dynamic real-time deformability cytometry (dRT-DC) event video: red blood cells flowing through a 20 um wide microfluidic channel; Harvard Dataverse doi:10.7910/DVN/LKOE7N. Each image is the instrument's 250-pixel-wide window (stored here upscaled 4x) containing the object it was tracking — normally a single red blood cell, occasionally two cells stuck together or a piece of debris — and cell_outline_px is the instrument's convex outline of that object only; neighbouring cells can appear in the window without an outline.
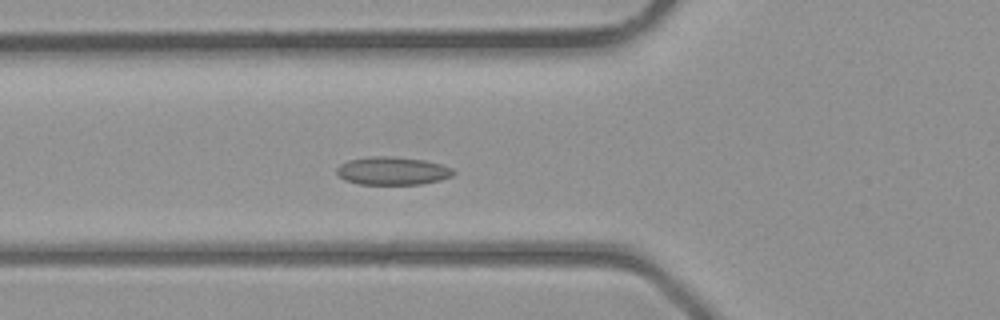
{"species": "common noctule bat (a hibernating species)", "species_latin": "Nyctalus noctula", "temperature_condition": "room temperature", "stored_images_in_passage": 41, "camera_frame_rate_fps": 3000, "um_per_image_px": 0.085, "animal": {"sex": "male", "body_mass_g": 23.1, "forearm_length_mm": 52.7}, "frame": {"image": 1, "passage_image": 14, "time_ms": 4.333, "image_size_px": [1000, 320], "cell_outline_px": [[456, 172], [452, 176], [440, 180], [420, 184], [360, 184], [344, 180], [336, 172], [336, 168], [340, 164], [348, 160], [368, 156], [396, 156], [424, 160], [440, 164], [452, 168]], "centroid_in_image_um": [33.35, 14.51], "position_along_channel_um": 92.5, "area_um2": 19.19}}
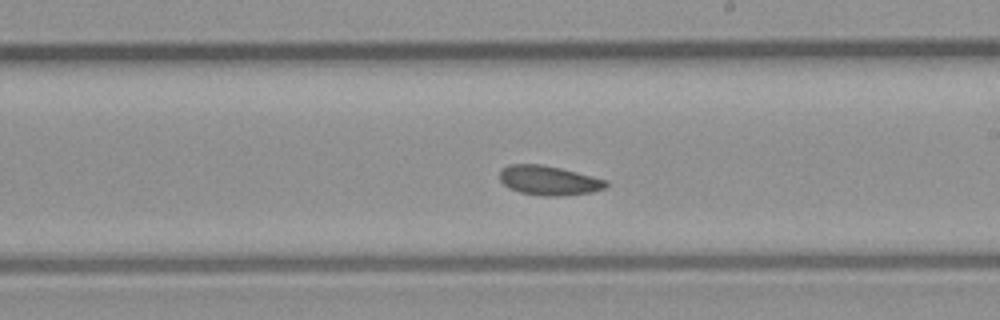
{"frame": {"image": 2, "passage_image": 23, "time_ms": 7.333, "image_size_px": [1000, 320], "cell_outline_px": [[608, 184], [604, 188], [592, 192], [560, 196], [544, 196], [520, 192], [508, 188], [500, 180], [500, 172], [508, 164], [540, 164], [560, 168], [608, 180]], "centroid_in_image_um": [46.65, 15.34], "position_along_channel_um": 242.4, "area_um2": 18.15}}
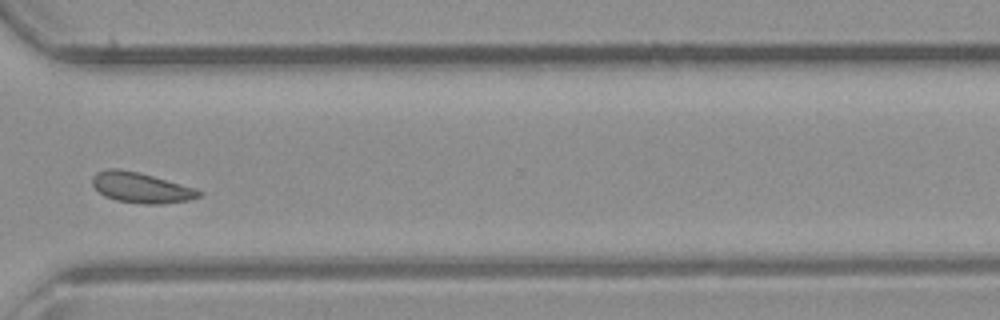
{"frame": {"image": 3, "passage_image": 30, "time_ms": 9.667, "image_size_px": [1000, 320], "cell_outline_px": [[204, 192], [200, 196], [188, 200], [160, 204], [144, 204], [116, 200], [104, 196], [92, 184], [92, 176], [96, 172], [108, 168], [120, 168], [152, 176], [196, 188]], "centroid_in_image_um": [11.98, 15.95], "position_along_channel_um": 358.6, "area_um2": 18.79}}